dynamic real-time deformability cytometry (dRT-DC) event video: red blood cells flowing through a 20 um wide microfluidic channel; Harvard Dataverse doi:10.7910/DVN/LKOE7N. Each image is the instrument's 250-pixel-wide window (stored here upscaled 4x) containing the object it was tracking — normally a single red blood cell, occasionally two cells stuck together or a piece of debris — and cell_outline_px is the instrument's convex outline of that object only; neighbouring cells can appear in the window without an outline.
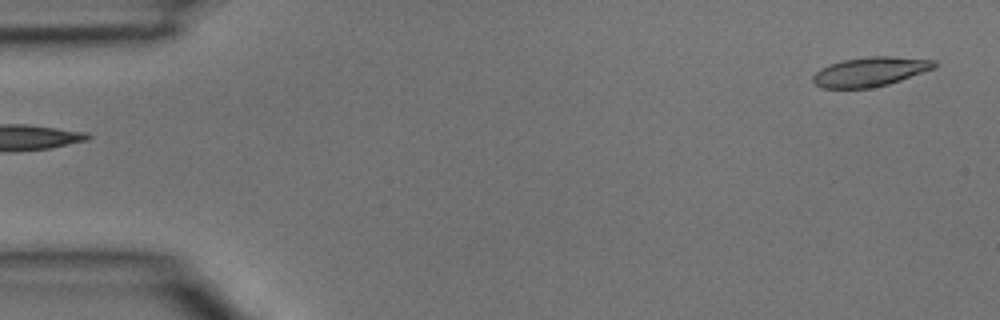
{"species": "common noctule bat (a hibernating species)", "species_latin": "Nyctalus noctula", "temperature_condition": "room temperature", "stored_images_in_passage": 4, "segment_of_instrument_passage": [2, 2], "camera_frame_rate_fps": 3000, "um_per_image_px": 0.085, "animal": {"sex": "male", "body_mass_g": 15.6}, "frame": {"image": 1, "passage_image": 4, "time_ms": 1.0, "image_size_px": [1000, 320], "cell_outline_px": [[936, 68], [888, 84], [868, 88], [824, 88], [816, 84], [812, 80], [812, 76], [820, 68], [828, 64], [844, 60], [868, 56], [892, 56], [936, 60]], "centroid_in_image_um": [73.97, 6.08], "position_along_channel_um": 11.0, "area_um2": 20.75}}